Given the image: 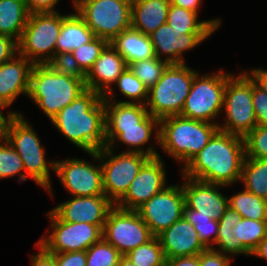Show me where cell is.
<instances>
[{
  "instance_id": "10",
  "label": "cell",
  "mask_w": 267,
  "mask_h": 266,
  "mask_svg": "<svg viewBox=\"0 0 267 266\" xmlns=\"http://www.w3.org/2000/svg\"><path fill=\"white\" fill-rule=\"evenodd\" d=\"M61 27L58 12L31 13L18 42V53L34 65L47 64L55 54Z\"/></svg>"
},
{
  "instance_id": "21",
  "label": "cell",
  "mask_w": 267,
  "mask_h": 266,
  "mask_svg": "<svg viewBox=\"0 0 267 266\" xmlns=\"http://www.w3.org/2000/svg\"><path fill=\"white\" fill-rule=\"evenodd\" d=\"M165 259L196 256L206 249L194 226L183 216L159 234Z\"/></svg>"
},
{
  "instance_id": "15",
  "label": "cell",
  "mask_w": 267,
  "mask_h": 266,
  "mask_svg": "<svg viewBox=\"0 0 267 266\" xmlns=\"http://www.w3.org/2000/svg\"><path fill=\"white\" fill-rule=\"evenodd\" d=\"M54 172L72 197L105 195L101 165L95 166L84 159L67 158L55 162Z\"/></svg>"
},
{
  "instance_id": "33",
  "label": "cell",
  "mask_w": 267,
  "mask_h": 266,
  "mask_svg": "<svg viewBox=\"0 0 267 266\" xmlns=\"http://www.w3.org/2000/svg\"><path fill=\"white\" fill-rule=\"evenodd\" d=\"M115 84L122 95L130 100L117 101L113 99L104 101L146 105L148 100V88L134 75L129 67H127L125 71L118 77Z\"/></svg>"
},
{
  "instance_id": "30",
  "label": "cell",
  "mask_w": 267,
  "mask_h": 266,
  "mask_svg": "<svg viewBox=\"0 0 267 266\" xmlns=\"http://www.w3.org/2000/svg\"><path fill=\"white\" fill-rule=\"evenodd\" d=\"M241 218L242 217L238 212L228 206L222 218L218 221V235L214 245H218L216 247L219 248L212 246V249H218L220 253L228 256H235L238 254H244L246 256L251 255V253L242 245L241 241L235 237L234 227L236 222L241 220Z\"/></svg>"
},
{
  "instance_id": "7",
  "label": "cell",
  "mask_w": 267,
  "mask_h": 266,
  "mask_svg": "<svg viewBox=\"0 0 267 266\" xmlns=\"http://www.w3.org/2000/svg\"><path fill=\"white\" fill-rule=\"evenodd\" d=\"M73 4L95 37L109 43L131 28L132 0H73Z\"/></svg>"
},
{
  "instance_id": "43",
  "label": "cell",
  "mask_w": 267,
  "mask_h": 266,
  "mask_svg": "<svg viewBox=\"0 0 267 266\" xmlns=\"http://www.w3.org/2000/svg\"><path fill=\"white\" fill-rule=\"evenodd\" d=\"M252 103L257 125L267 126V93L260 89L253 81Z\"/></svg>"
},
{
  "instance_id": "11",
  "label": "cell",
  "mask_w": 267,
  "mask_h": 266,
  "mask_svg": "<svg viewBox=\"0 0 267 266\" xmlns=\"http://www.w3.org/2000/svg\"><path fill=\"white\" fill-rule=\"evenodd\" d=\"M231 76L221 69L212 75L197 73L180 116L217 124L215 119L222 113L226 82Z\"/></svg>"
},
{
  "instance_id": "53",
  "label": "cell",
  "mask_w": 267,
  "mask_h": 266,
  "mask_svg": "<svg viewBox=\"0 0 267 266\" xmlns=\"http://www.w3.org/2000/svg\"><path fill=\"white\" fill-rule=\"evenodd\" d=\"M3 108L5 109V107L0 102V131L2 129V126L7 122V120L9 119L11 114H18V112H15V111L12 110V112L11 111L8 112V115L6 117V116L3 115V112L1 110Z\"/></svg>"
},
{
  "instance_id": "6",
  "label": "cell",
  "mask_w": 267,
  "mask_h": 266,
  "mask_svg": "<svg viewBox=\"0 0 267 266\" xmlns=\"http://www.w3.org/2000/svg\"><path fill=\"white\" fill-rule=\"evenodd\" d=\"M196 74L186 63L169 64L148 90V113L158 120L180 115Z\"/></svg>"
},
{
  "instance_id": "34",
  "label": "cell",
  "mask_w": 267,
  "mask_h": 266,
  "mask_svg": "<svg viewBox=\"0 0 267 266\" xmlns=\"http://www.w3.org/2000/svg\"><path fill=\"white\" fill-rule=\"evenodd\" d=\"M235 237L252 253L267 234V221L241 218L234 227Z\"/></svg>"
},
{
  "instance_id": "36",
  "label": "cell",
  "mask_w": 267,
  "mask_h": 266,
  "mask_svg": "<svg viewBox=\"0 0 267 266\" xmlns=\"http://www.w3.org/2000/svg\"><path fill=\"white\" fill-rule=\"evenodd\" d=\"M16 175L19 176V182L28 179L25 176L22 159L10 143L0 134V179L11 178Z\"/></svg>"
},
{
  "instance_id": "5",
  "label": "cell",
  "mask_w": 267,
  "mask_h": 266,
  "mask_svg": "<svg viewBox=\"0 0 267 266\" xmlns=\"http://www.w3.org/2000/svg\"><path fill=\"white\" fill-rule=\"evenodd\" d=\"M83 79L56 73L47 64L33 65L28 96L51 120L86 90Z\"/></svg>"
},
{
  "instance_id": "23",
  "label": "cell",
  "mask_w": 267,
  "mask_h": 266,
  "mask_svg": "<svg viewBox=\"0 0 267 266\" xmlns=\"http://www.w3.org/2000/svg\"><path fill=\"white\" fill-rule=\"evenodd\" d=\"M157 131H156V130ZM153 131H156L154 133ZM153 133L157 144H159V120L148 114L140 123L139 127L130 128H106V146H113L114 143L123 142L131 149L126 152L142 153L149 157H160L153 145L143 149V146L151 139ZM133 147V148H132Z\"/></svg>"
},
{
  "instance_id": "14",
  "label": "cell",
  "mask_w": 267,
  "mask_h": 266,
  "mask_svg": "<svg viewBox=\"0 0 267 266\" xmlns=\"http://www.w3.org/2000/svg\"><path fill=\"white\" fill-rule=\"evenodd\" d=\"M185 194L181 185H168L141 205L137 212L157 237L184 216Z\"/></svg>"
},
{
  "instance_id": "50",
  "label": "cell",
  "mask_w": 267,
  "mask_h": 266,
  "mask_svg": "<svg viewBox=\"0 0 267 266\" xmlns=\"http://www.w3.org/2000/svg\"><path fill=\"white\" fill-rule=\"evenodd\" d=\"M246 73L260 89L267 93V70L255 68Z\"/></svg>"
},
{
  "instance_id": "24",
  "label": "cell",
  "mask_w": 267,
  "mask_h": 266,
  "mask_svg": "<svg viewBox=\"0 0 267 266\" xmlns=\"http://www.w3.org/2000/svg\"><path fill=\"white\" fill-rule=\"evenodd\" d=\"M170 0H132L131 28L149 36L166 23Z\"/></svg>"
},
{
  "instance_id": "17",
  "label": "cell",
  "mask_w": 267,
  "mask_h": 266,
  "mask_svg": "<svg viewBox=\"0 0 267 266\" xmlns=\"http://www.w3.org/2000/svg\"><path fill=\"white\" fill-rule=\"evenodd\" d=\"M161 157L150 158L130 183L126 194L115 204L127 209L137 210L151 197L164 190L166 186V170Z\"/></svg>"
},
{
  "instance_id": "51",
  "label": "cell",
  "mask_w": 267,
  "mask_h": 266,
  "mask_svg": "<svg viewBox=\"0 0 267 266\" xmlns=\"http://www.w3.org/2000/svg\"><path fill=\"white\" fill-rule=\"evenodd\" d=\"M172 5L199 12L202 0H170Z\"/></svg>"
},
{
  "instance_id": "19",
  "label": "cell",
  "mask_w": 267,
  "mask_h": 266,
  "mask_svg": "<svg viewBox=\"0 0 267 266\" xmlns=\"http://www.w3.org/2000/svg\"><path fill=\"white\" fill-rule=\"evenodd\" d=\"M127 67L124 57L109 43L86 75V88L99 93L104 100H113L112 83Z\"/></svg>"
},
{
  "instance_id": "9",
  "label": "cell",
  "mask_w": 267,
  "mask_h": 266,
  "mask_svg": "<svg viewBox=\"0 0 267 266\" xmlns=\"http://www.w3.org/2000/svg\"><path fill=\"white\" fill-rule=\"evenodd\" d=\"M252 96L253 80L246 72L227 80L223 105L226 119L223 125L218 123L220 131L244 138L257 126Z\"/></svg>"
},
{
  "instance_id": "35",
  "label": "cell",
  "mask_w": 267,
  "mask_h": 266,
  "mask_svg": "<svg viewBox=\"0 0 267 266\" xmlns=\"http://www.w3.org/2000/svg\"><path fill=\"white\" fill-rule=\"evenodd\" d=\"M124 256L137 266H165L166 264L158 237L132 249Z\"/></svg>"
},
{
  "instance_id": "48",
  "label": "cell",
  "mask_w": 267,
  "mask_h": 266,
  "mask_svg": "<svg viewBox=\"0 0 267 266\" xmlns=\"http://www.w3.org/2000/svg\"><path fill=\"white\" fill-rule=\"evenodd\" d=\"M39 253L32 255L30 258L31 266H55L54 257L47 252L40 244L36 243Z\"/></svg>"
},
{
  "instance_id": "41",
  "label": "cell",
  "mask_w": 267,
  "mask_h": 266,
  "mask_svg": "<svg viewBox=\"0 0 267 266\" xmlns=\"http://www.w3.org/2000/svg\"><path fill=\"white\" fill-rule=\"evenodd\" d=\"M197 231L199 240L206 248H211L218 235V221L208 216H184ZM213 235V237H212Z\"/></svg>"
},
{
  "instance_id": "26",
  "label": "cell",
  "mask_w": 267,
  "mask_h": 266,
  "mask_svg": "<svg viewBox=\"0 0 267 266\" xmlns=\"http://www.w3.org/2000/svg\"><path fill=\"white\" fill-rule=\"evenodd\" d=\"M110 43L124 57L128 65L155 56L150 37L132 28L120 33Z\"/></svg>"
},
{
  "instance_id": "46",
  "label": "cell",
  "mask_w": 267,
  "mask_h": 266,
  "mask_svg": "<svg viewBox=\"0 0 267 266\" xmlns=\"http://www.w3.org/2000/svg\"><path fill=\"white\" fill-rule=\"evenodd\" d=\"M18 54V42L11 37L0 35V65Z\"/></svg>"
},
{
  "instance_id": "2",
  "label": "cell",
  "mask_w": 267,
  "mask_h": 266,
  "mask_svg": "<svg viewBox=\"0 0 267 266\" xmlns=\"http://www.w3.org/2000/svg\"><path fill=\"white\" fill-rule=\"evenodd\" d=\"M51 122L66 139L86 153L106 146L104 98L91 89L65 106Z\"/></svg>"
},
{
  "instance_id": "47",
  "label": "cell",
  "mask_w": 267,
  "mask_h": 266,
  "mask_svg": "<svg viewBox=\"0 0 267 266\" xmlns=\"http://www.w3.org/2000/svg\"><path fill=\"white\" fill-rule=\"evenodd\" d=\"M28 12L44 13V12H58L55 10L56 4L59 0H25Z\"/></svg>"
},
{
  "instance_id": "39",
  "label": "cell",
  "mask_w": 267,
  "mask_h": 266,
  "mask_svg": "<svg viewBox=\"0 0 267 266\" xmlns=\"http://www.w3.org/2000/svg\"><path fill=\"white\" fill-rule=\"evenodd\" d=\"M108 44L107 40L94 37L89 43L81 45L71 53L77 60L80 69L87 75Z\"/></svg>"
},
{
  "instance_id": "16",
  "label": "cell",
  "mask_w": 267,
  "mask_h": 266,
  "mask_svg": "<svg viewBox=\"0 0 267 266\" xmlns=\"http://www.w3.org/2000/svg\"><path fill=\"white\" fill-rule=\"evenodd\" d=\"M185 194L184 216H208L219 221L228 208V197L217 188L220 184L207 183L183 176Z\"/></svg>"
},
{
  "instance_id": "49",
  "label": "cell",
  "mask_w": 267,
  "mask_h": 266,
  "mask_svg": "<svg viewBox=\"0 0 267 266\" xmlns=\"http://www.w3.org/2000/svg\"><path fill=\"white\" fill-rule=\"evenodd\" d=\"M165 266H200L199 254L196 256L167 258Z\"/></svg>"
},
{
  "instance_id": "18",
  "label": "cell",
  "mask_w": 267,
  "mask_h": 266,
  "mask_svg": "<svg viewBox=\"0 0 267 266\" xmlns=\"http://www.w3.org/2000/svg\"><path fill=\"white\" fill-rule=\"evenodd\" d=\"M114 204L105 196H73L51 211L62 221L104 225Z\"/></svg>"
},
{
  "instance_id": "38",
  "label": "cell",
  "mask_w": 267,
  "mask_h": 266,
  "mask_svg": "<svg viewBox=\"0 0 267 266\" xmlns=\"http://www.w3.org/2000/svg\"><path fill=\"white\" fill-rule=\"evenodd\" d=\"M123 255L103 238L86 250V266H118Z\"/></svg>"
},
{
  "instance_id": "40",
  "label": "cell",
  "mask_w": 267,
  "mask_h": 266,
  "mask_svg": "<svg viewBox=\"0 0 267 266\" xmlns=\"http://www.w3.org/2000/svg\"><path fill=\"white\" fill-rule=\"evenodd\" d=\"M245 157L267 159V126L257 125L244 137Z\"/></svg>"
},
{
  "instance_id": "25",
  "label": "cell",
  "mask_w": 267,
  "mask_h": 266,
  "mask_svg": "<svg viewBox=\"0 0 267 266\" xmlns=\"http://www.w3.org/2000/svg\"><path fill=\"white\" fill-rule=\"evenodd\" d=\"M94 37V33L76 12L63 14L55 53H71L81 45L89 43Z\"/></svg>"
},
{
  "instance_id": "28",
  "label": "cell",
  "mask_w": 267,
  "mask_h": 266,
  "mask_svg": "<svg viewBox=\"0 0 267 266\" xmlns=\"http://www.w3.org/2000/svg\"><path fill=\"white\" fill-rule=\"evenodd\" d=\"M29 15L25 0H0V35L19 42Z\"/></svg>"
},
{
  "instance_id": "37",
  "label": "cell",
  "mask_w": 267,
  "mask_h": 266,
  "mask_svg": "<svg viewBox=\"0 0 267 266\" xmlns=\"http://www.w3.org/2000/svg\"><path fill=\"white\" fill-rule=\"evenodd\" d=\"M168 65L165 59L154 56L150 59L131 62L128 67L149 90L161 78Z\"/></svg>"
},
{
  "instance_id": "45",
  "label": "cell",
  "mask_w": 267,
  "mask_h": 266,
  "mask_svg": "<svg viewBox=\"0 0 267 266\" xmlns=\"http://www.w3.org/2000/svg\"><path fill=\"white\" fill-rule=\"evenodd\" d=\"M55 266H86V251L51 253Z\"/></svg>"
},
{
  "instance_id": "22",
  "label": "cell",
  "mask_w": 267,
  "mask_h": 266,
  "mask_svg": "<svg viewBox=\"0 0 267 266\" xmlns=\"http://www.w3.org/2000/svg\"><path fill=\"white\" fill-rule=\"evenodd\" d=\"M33 63L19 53L0 65V102L8 108L19 95L28 96Z\"/></svg>"
},
{
  "instance_id": "4",
  "label": "cell",
  "mask_w": 267,
  "mask_h": 266,
  "mask_svg": "<svg viewBox=\"0 0 267 266\" xmlns=\"http://www.w3.org/2000/svg\"><path fill=\"white\" fill-rule=\"evenodd\" d=\"M22 113L11 114L0 134L18 153L24 164L25 176L45 188L53 196L49 170L55 171V161H46L45 149L39 137Z\"/></svg>"
},
{
  "instance_id": "29",
  "label": "cell",
  "mask_w": 267,
  "mask_h": 266,
  "mask_svg": "<svg viewBox=\"0 0 267 266\" xmlns=\"http://www.w3.org/2000/svg\"><path fill=\"white\" fill-rule=\"evenodd\" d=\"M106 128L139 127L149 114L145 105L104 101Z\"/></svg>"
},
{
  "instance_id": "42",
  "label": "cell",
  "mask_w": 267,
  "mask_h": 266,
  "mask_svg": "<svg viewBox=\"0 0 267 266\" xmlns=\"http://www.w3.org/2000/svg\"><path fill=\"white\" fill-rule=\"evenodd\" d=\"M47 65L60 75L86 80V74L80 69L72 53H55Z\"/></svg>"
},
{
  "instance_id": "31",
  "label": "cell",
  "mask_w": 267,
  "mask_h": 266,
  "mask_svg": "<svg viewBox=\"0 0 267 266\" xmlns=\"http://www.w3.org/2000/svg\"><path fill=\"white\" fill-rule=\"evenodd\" d=\"M241 181L247 191L267 200V159L245 157Z\"/></svg>"
},
{
  "instance_id": "12",
  "label": "cell",
  "mask_w": 267,
  "mask_h": 266,
  "mask_svg": "<svg viewBox=\"0 0 267 266\" xmlns=\"http://www.w3.org/2000/svg\"><path fill=\"white\" fill-rule=\"evenodd\" d=\"M154 237L137 210L122 209L116 205L108 212L102 229V238L123 256Z\"/></svg>"
},
{
  "instance_id": "27",
  "label": "cell",
  "mask_w": 267,
  "mask_h": 266,
  "mask_svg": "<svg viewBox=\"0 0 267 266\" xmlns=\"http://www.w3.org/2000/svg\"><path fill=\"white\" fill-rule=\"evenodd\" d=\"M166 23L183 34H213L221 25L220 18L198 21V13L170 4Z\"/></svg>"
},
{
  "instance_id": "3",
  "label": "cell",
  "mask_w": 267,
  "mask_h": 266,
  "mask_svg": "<svg viewBox=\"0 0 267 266\" xmlns=\"http://www.w3.org/2000/svg\"><path fill=\"white\" fill-rule=\"evenodd\" d=\"M218 130V124L174 115L159 120L158 145L184 167Z\"/></svg>"
},
{
  "instance_id": "8",
  "label": "cell",
  "mask_w": 267,
  "mask_h": 266,
  "mask_svg": "<svg viewBox=\"0 0 267 266\" xmlns=\"http://www.w3.org/2000/svg\"><path fill=\"white\" fill-rule=\"evenodd\" d=\"M113 147L115 146H105L88 154L94 160L100 161L105 196L115 205L126 194L130 183L151 157L126 151L114 155Z\"/></svg>"
},
{
  "instance_id": "1",
  "label": "cell",
  "mask_w": 267,
  "mask_h": 266,
  "mask_svg": "<svg viewBox=\"0 0 267 266\" xmlns=\"http://www.w3.org/2000/svg\"><path fill=\"white\" fill-rule=\"evenodd\" d=\"M245 159L244 138L218 130L184 166L182 176L224 186L238 183Z\"/></svg>"
},
{
  "instance_id": "44",
  "label": "cell",
  "mask_w": 267,
  "mask_h": 266,
  "mask_svg": "<svg viewBox=\"0 0 267 266\" xmlns=\"http://www.w3.org/2000/svg\"><path fill=\"white\" fill-rule=\"evenodd\" d=\"M231 257V258H230ZM220 253L218 250L206 248L199 253L200 266H230L233 260L232 256Z\"/></svg>"
},
{
  "instance_id": "20",
  "label": "cell",
  "mask_w": 267,
  "mask_h": 266,
  "mask_svg": "<svg viewBox=\"0 0 267 266\" xmlns=\"http://www.w3.org/2000/svg\"><path fill=\"white\" fill-rule=\"evenodd\" d=\"M211 34H183L167 23L161 25L156 31L149 35L154 48L155 56L169 63H185L182 54L184 51L195 48L201 42L208 39Z\"/></svg>"
},
{
  "instance_id": "52",
  "label": "cell",
  "mask_w": 267,
  "mask_h": 266,
  "mask_svg": "<svg viewBox=\"0 0 267 266\" xmlns=\"http://www.w3.org/2000/svg\"><path fill=\"white\" fill-rule=\"evenodd\" d=\"M252 255L267 260V234L260 241L257 248L251 253V256Z\"/></svg>"
},
{
  "instance_id": "32",
  "label": "cell",
  "mask_w": 267,
  "mask_h": 266,
  "mask_svg": "<svg viewBox=\"0 0 267 266\" xmlns=\"http://www.w3.org/2000/svg\"><path fill=\"white\" fill-rule=\"evenodd\" d=\"M228 205L242 218L267 221V200L256 196L245 188L244 191L228 198Z\"/></svg>"
},
{
  "instance_id": "54",
  "label": "cell",
  "mask_w": 267,
  "mask_h": 266,
  "mask_svg": "<svg viewBox=\"0 0 267 266\" xmlns=\"http://www.w3.org/2000/svg\"><path fill=\"white\" fill-rule=\"evenodd\" d=\"M118 266H137L134 263H132L128 258H126L125 256H122L120 258L119 264Z\"/></svg>"
},
{
  "instance_id": "13",
  "label": "cell",
  "mask_w": 267,
  "mask_h": 266,
  "mask_svg": "<svg viewBox=\"0 0 267 266\" xmlns=\"http://www.w3.org/2000/svg\"><path fill=\"white\" fill-rule=\"evenodd\" d=\"M47 215L51 221L52 233L42 237L37 243L49 253L86 251L102 239L104 225L62 221L51 210Z\"/></svg>"
}]
</instances>
